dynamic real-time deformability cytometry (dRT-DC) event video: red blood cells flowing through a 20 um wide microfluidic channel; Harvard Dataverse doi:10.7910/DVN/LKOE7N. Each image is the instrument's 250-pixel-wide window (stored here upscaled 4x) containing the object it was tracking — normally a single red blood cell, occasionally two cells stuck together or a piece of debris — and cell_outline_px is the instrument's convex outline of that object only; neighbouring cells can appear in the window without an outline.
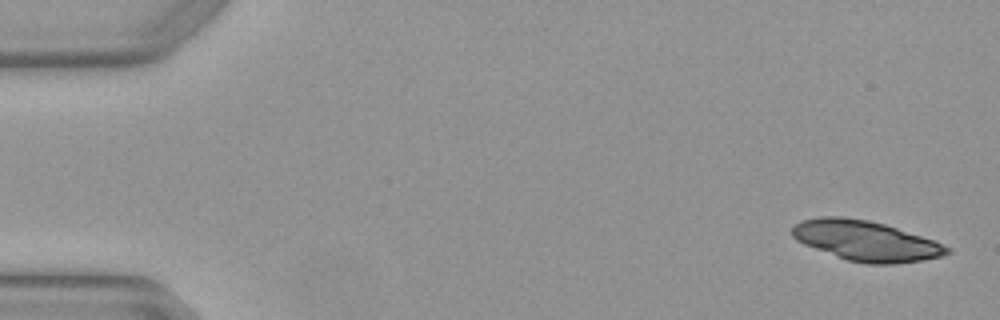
{"species": "Egyptian fruit bat (a non-hibernating species)", "species_latin": "Rousettus aegyptiacus", "temperature_condition": "warm", "stored_images_in_passage": 8, "camera_frame_rate_fps": 3000, "um_per_image_px": 0.085, "animal": {"sex": "female"}, "frame": {"image": 1, "passage_image": 1, "time_ms": 0.0, "image_size_px": [1000, 320], "cell_outline_px": [[952, 252], [940, 256], [920, 260], [896, 264], [868, 264], [848, 260], [804, 244], [796, 240], [792, 236], [792, 228], [800, 220], [820, 216], [840, 216], [868, 220], [884, 224], [932, 240], [952, 248]], "centroid_in_image_um": [73.57, 20.46], "position_along_channel_um": 11.4, "area_um2": 35.84}}
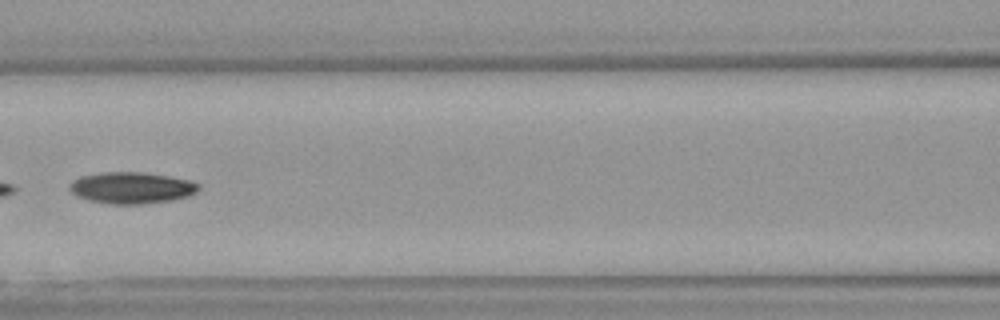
{"frame": {"image": 2, "passage_image": 7, "time_ms": 2.0, "image_size_px": [1000, 320], "cell_outline_px": [[200, 188], [196, 192], [188, 196], [172, 200], [140, 204], [108, 204], [88, 200], [76, 196], [68, 188], [68, 184], [72, 180], [80, 176], [100, 172], [144, 172], [192, 180], [200, 184]], "centroid_in_image_um": [11.16, 15.96], "position_along_channel_um": 155.4, "area_um2": 23.99}}
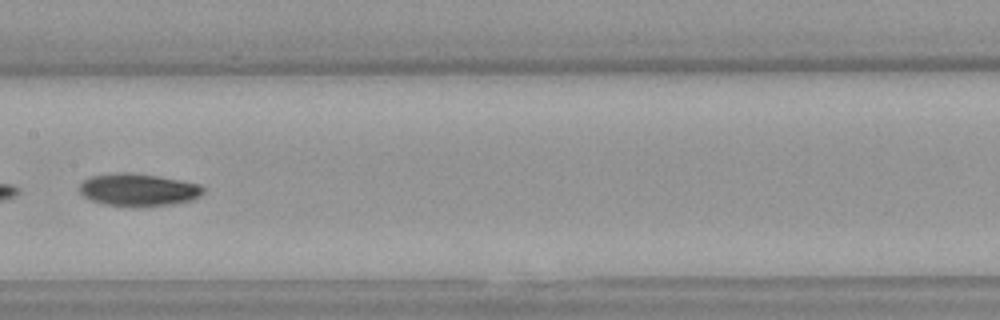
{"frame": {"image": 3, "passage_image": 8, "time_ms": 2.333, "image_size_px": [1000, 320], "cell_outline_px": [[204, 192], [200, 196], [192, 200], [172, 204], [144, 208], [140, 208], [104, 204], [92, 200], [84, 196], [80, 192], [80, 184], [84, 180], [92, 176], [116, 172], [132, 172], [180, 180], [200, 184], [204, 188]], "centroid_in_image_um": [11.78, 16.15], "position_along_channel_um": 195.6, "area_um2": 23.76}}